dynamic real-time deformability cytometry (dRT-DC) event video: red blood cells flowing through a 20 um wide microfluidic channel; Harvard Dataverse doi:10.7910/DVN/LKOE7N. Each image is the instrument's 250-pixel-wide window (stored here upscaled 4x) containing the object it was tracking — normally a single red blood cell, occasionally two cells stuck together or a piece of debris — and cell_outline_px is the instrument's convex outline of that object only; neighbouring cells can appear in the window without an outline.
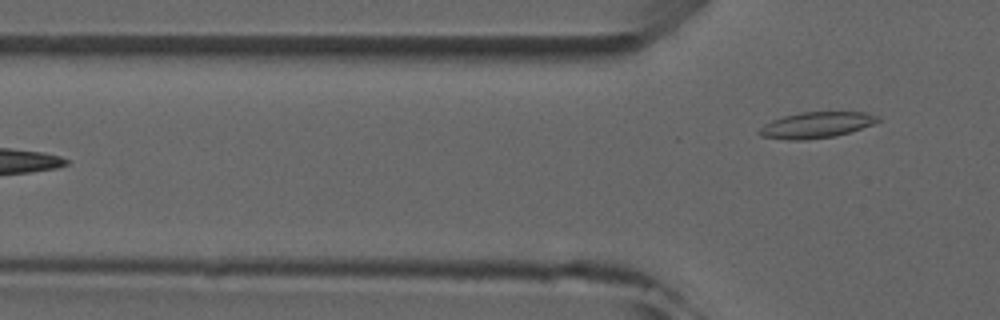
{"species": "common noctule bat (a hibernating species)", "species_latin": "Nyctalus noctula", "temperature_condition": "room temperature", "stored_images_in_passage": 5, "camera_frame_rate_fps": 3000, "um_per_image_px": 0.085, "animal": {"sex": "male", "forearm_length_mm": 52.5}, "frame": {"image": 1, "passage_image": 5, "time_ms": 5.667, "image_size_px": [1000, 320], "cell_outline_px": [[880, 120], [872, 124], [836, 136], [804, 140], [788, 140], [760, 136], [756, 132], [764, 124], [772, 120], [784, 116], [800, 112], [864, 112], [876, 116]], "centroid_in_image_um": [69.31, 10.63], "position_along_channel_um": 56.5, "area_um2": 17.8}}